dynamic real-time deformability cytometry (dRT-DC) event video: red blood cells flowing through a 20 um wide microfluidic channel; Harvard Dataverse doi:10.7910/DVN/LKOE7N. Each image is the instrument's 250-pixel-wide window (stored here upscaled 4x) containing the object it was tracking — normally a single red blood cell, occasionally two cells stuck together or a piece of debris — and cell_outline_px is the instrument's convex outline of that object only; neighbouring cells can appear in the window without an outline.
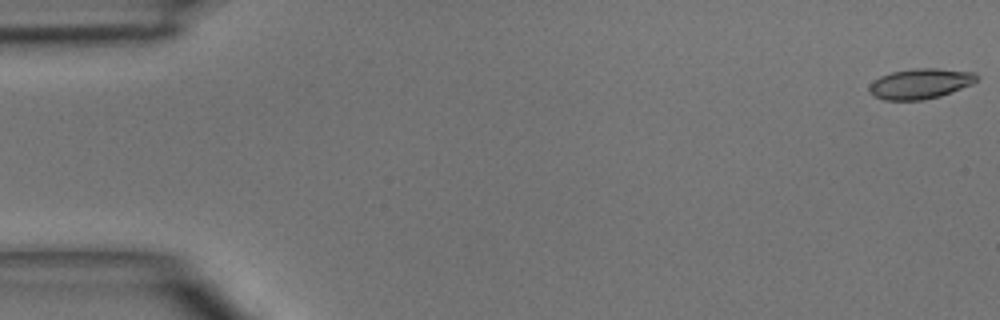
{"species": "common noctule bat (a hibernating species)", "species_latin": "Nyctalus noctula", "temperature_condition": "room temperature", "stored_images_in_passage": 4, "segment_of_instrument_passage": [2, 2], "camera_frame_rate_fps": 3000, "um_per_image_px": 0.085, "animal": {"sex": "male", "body_mass_g": 15.6}, "frame": {"image": 1, "passage_image": 4, "time_ms": 3.667, "image_size_px": [1000, 320], "cell_outline_px": [[980, 76], [972, 84], [940, 96], [924, 100], [884, 100], [872, 96], [868, 92], [868, 88], [880, 76], [892, 72], [912, 68], [936, 68], [976, 72]], "centroid_in_image_um": [78.23, 7.11], "position_along_channel_um": 6.8, "area_um2": 19.07}}